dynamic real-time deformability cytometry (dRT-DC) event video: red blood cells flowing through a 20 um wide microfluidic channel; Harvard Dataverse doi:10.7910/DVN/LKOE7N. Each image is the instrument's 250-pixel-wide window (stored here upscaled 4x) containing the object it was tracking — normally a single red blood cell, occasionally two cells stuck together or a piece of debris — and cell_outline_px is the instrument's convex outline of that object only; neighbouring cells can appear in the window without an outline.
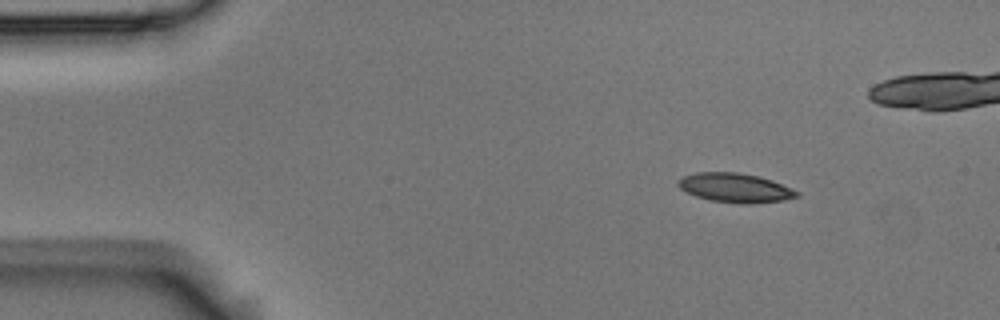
{"species": "Egyptian fruit bat (a non-hibernating species)", "species_latin": "Rousettus aegyptiacus", "temperature_condition": "room temperature", "stored_images_in_passage": 54, "camera_frame_rate_fps": 3000, "um_per_image_px": 0.085, "animal": {"sex": "male"}, "frame": {"image": 1, "passage_image": 6, "time_ms": 1.667, "image_size_px": [1000, 320], "cell_outline_px": [[800, 196], [784, 200], [752, 204], [740, 204], [708, 200], [696, 196], [680, 188], [676, 184], [676, 180], [684, 176], [696, 172], [736, 172], [756, 176], [772, 180], [792, 188], [800, 192]], "centroid_in_image_um": [62.49, 15.97], "position_along_channel_um": 22.5, "area_um2": 20.35}}
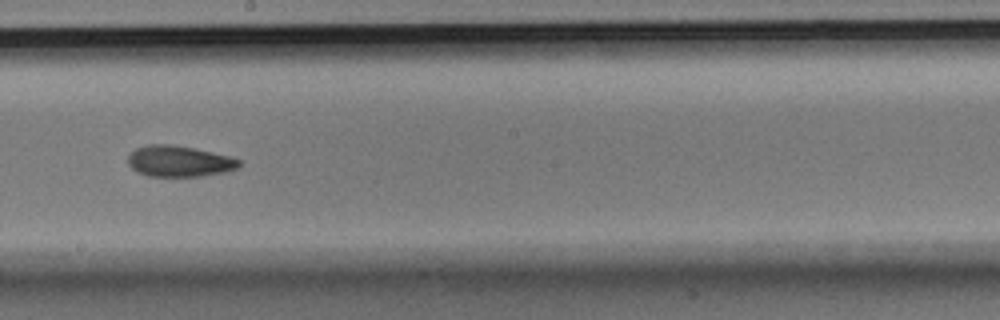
{"frame": {"image": 2, "passage_image": 29, "time_ms": 9.333, "image_size_px": [1000, 320], "cell_outline_px": [[244, 164], [236, 168], [224, 172], [204, 176], [148, 176], [136, 172], [128, 164], [128, 156], [136, 148], [148, 144], [172, 144], [212, 152], [228, 156], [240, 160]], "centroid_in_image_um": [15.22, 13.71], "position_along_channel_um": 233.0, "area_um2": 20.11}}
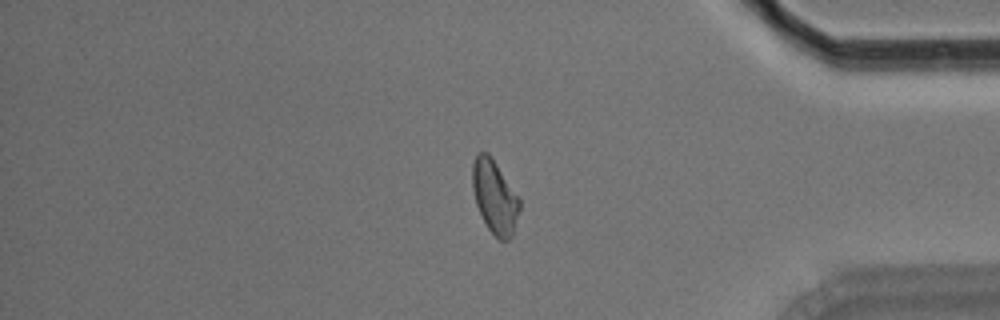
{"frame": {"image": 3, "passage_image": 44, "time_ms": 14.333, "image_size_px": [1000, 320], "cell_outline_px": [[520, 208], [512, 236], [508, 240], [500, 240], [488, 228], [476, 204], [472, 188], [472, 164], [476, 156], [480, 152], [488, 152], [520, 200]], "centroid_in_image_um": [42.03, 16.73], "position_along_channel_um": 393.2, "area_um2": 19.71}, "authors_computed_cell_mechanics": {"area_um2": 20.0277, "velocity_mm_per_s": 3.7114, "shape_relaxation_time_tau1_ms": null, "shape_relaxation_time_tau2_ms": 3.9053, "deformation_change_tau1": null, "deformation_change_tau2": 0.0952}}